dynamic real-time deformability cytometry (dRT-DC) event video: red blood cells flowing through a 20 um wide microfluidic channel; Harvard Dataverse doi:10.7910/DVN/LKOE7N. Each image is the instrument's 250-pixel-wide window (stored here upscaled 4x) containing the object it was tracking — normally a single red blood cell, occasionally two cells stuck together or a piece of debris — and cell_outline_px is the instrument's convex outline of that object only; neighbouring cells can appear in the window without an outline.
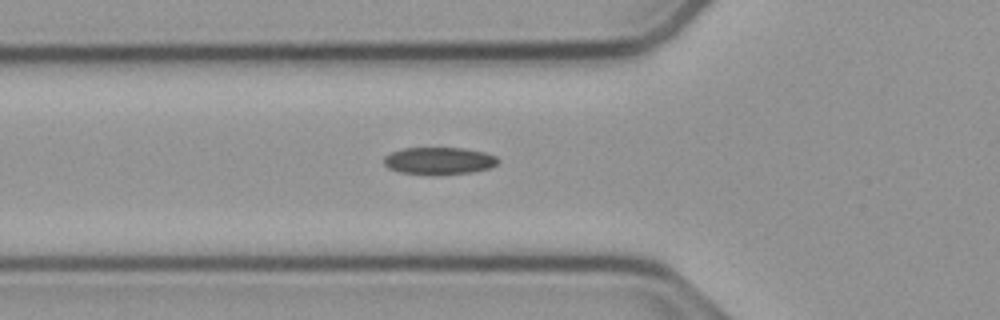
{"species": "common noctule bat (a hibernating species)", "species_latin": "Nyctalus noctula", "temperature_condition": "cold", "stored_images_in_passage": 37, "camera_frame_rate_fps": 3000, "um_per_image_px": 0.085, "animal": {"sex": "male", "body_mass_g": 23.1, "forearm_length_mm": 52.7}, "frame": {"image": 1, "passage_image": 4, "time_ms": 1.0, "image_size_px": [1000, 320], "cell_outline_px": [[500, 160], [492, 168], [472, 172], [436, 176], [400, 172], [388, 168], [384, 164], [384, 156], [392, 152], [404, 148], [464, 148], [484, 152], [496, 156]], "centroid_in_image_um": [37.34, 13.69], "position_along_channel_um": 88.5, "area_um2": 18.44}}
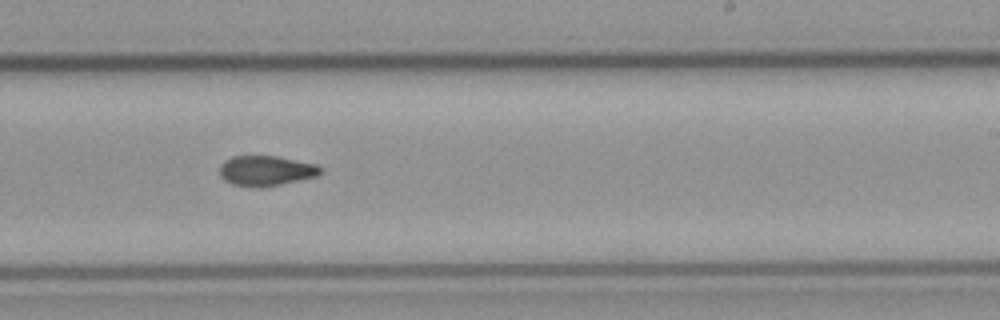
{"frame": {"image": 2, "passage_image": 18, "time_ms": 5.667, "image_size_px": [1000, 320], "cell_outline_px": [[324, 168], [316, 176], [280, 184], [260, 188], [232, 184], [224, 180], [220, 176], [220, 164], [224, 160], [232, 156], [276, 156], [316, 164]], "centroid_in_image_um": [22.58, 14.51], "position_along_channel_um": 266.4, "area_um2": 17.69}}
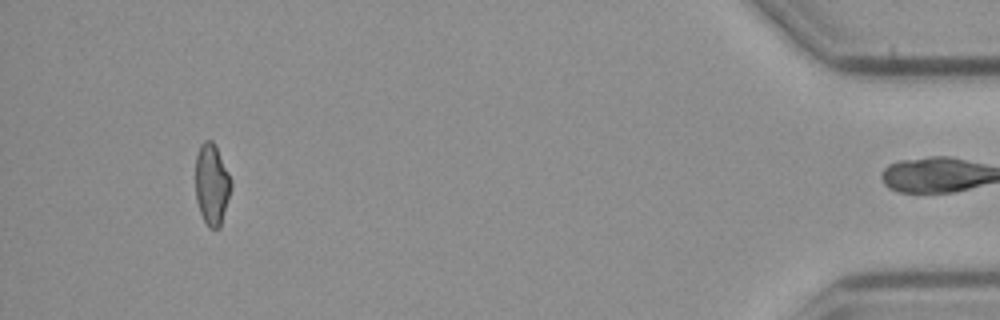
{"frame": {"image": 3, "passage_image": 36, "time_ms": 11.667, "image_size_px": [1000, 320], "cell_outline_px": [[232, 188], [220, 228], [208, 228], [200, 212], [196, 200], [196, 156], [200, 144], [204, 140], [212, 140], [232, 180]], "centroid_in_image_um": [18.01, 15.69], "position_along_channel_um": 417.2, "area_um2": 16.82}, "authors_computed_cell_mechanics": {"area_um2": 17.8024, "velocity_mm_per_s": 3.7865, "shape_relaxation_time_tau1_ms": null, "shape_relaxation_time_tau2_ms": 3.2291, "deformation_change_tau1": null, "deformation_change_tau2": 0.0858}}